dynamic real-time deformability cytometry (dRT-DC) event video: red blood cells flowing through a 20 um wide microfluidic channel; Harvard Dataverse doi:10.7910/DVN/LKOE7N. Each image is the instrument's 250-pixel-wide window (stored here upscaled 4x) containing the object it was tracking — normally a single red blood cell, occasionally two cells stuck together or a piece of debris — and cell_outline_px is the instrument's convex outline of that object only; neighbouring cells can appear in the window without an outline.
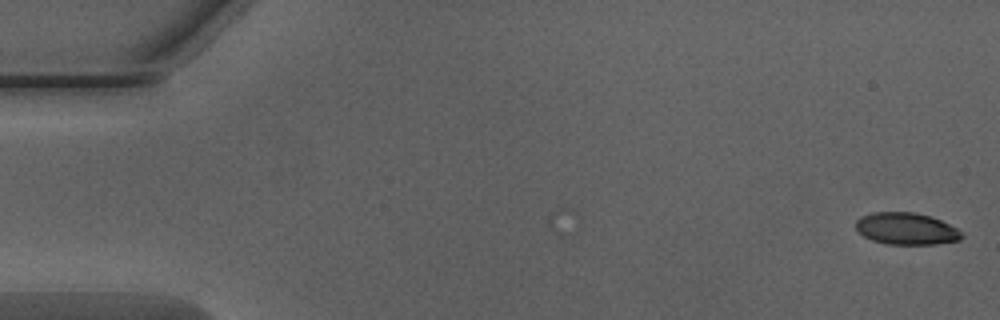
{"species": "Egyptian fruit bat (a non-hibernating species)", "species_latin": "Rousettus aegyptiacus", "temperature_condition": "warm", "stored_images_in_passage": 8, "camera_frame_rate_fps": 3000, "um_per_image_px": 0.085, "animal": {"sex": "male"}, "frame": {"image": 1, "passage_image": 1, "time_ms": 0.0, "image_size_px": [1000, 320], "cell_outline_px": [[964, 236], [960, 240], [936, 244], [888, 244], [872, 240], [864, 236], [856, 228], [856, 220], [860, 216], [872, 212], [912, 212], [928, 216], [940, 220], [964, 232]], "centroid_in_image_um": [77.04, 19.44], "position_along_channel_um": 8.0, "area_um2": 19.65}}